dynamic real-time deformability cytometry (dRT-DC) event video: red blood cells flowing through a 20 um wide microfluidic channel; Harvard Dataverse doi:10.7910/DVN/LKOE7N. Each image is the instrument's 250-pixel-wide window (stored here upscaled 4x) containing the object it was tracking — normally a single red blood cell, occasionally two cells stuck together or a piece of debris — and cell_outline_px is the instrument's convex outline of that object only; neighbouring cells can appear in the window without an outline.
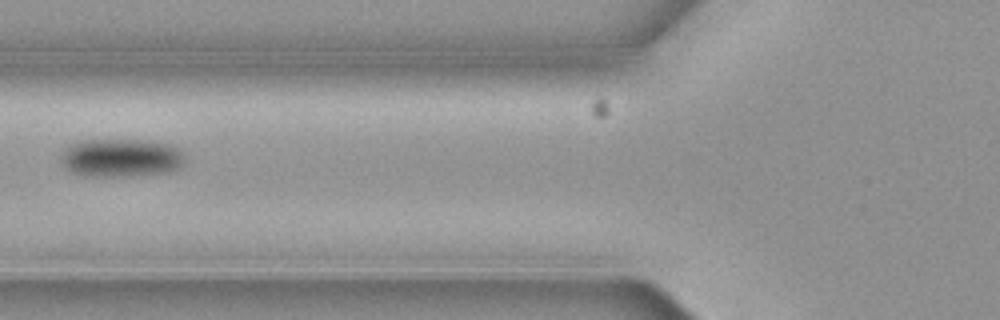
{"species": "common noctule bat (a hibernating species)", "species_latin": "Nyctalus noctula", "temperature_condition": "cold", "stored_images_in_passage": 7, "camera_frame_rate_fps": 3000, "um_per_image_px": 0.085, "animal": {"sex": "female", "body_mass_g": 19.3, "forearm_length_mm": 54.1}, "frame": {"image": 1, "passage_image": 4, "time_ms": 1.0, "image_size_px": [1000, 320], "cell_outline_px": [[184, 164], [180, 168], [168, 172], [124, 176], [84, 176], [72, 172], [60, 164], [60, 152], [72, 144], [80, 140], [148, 140], [172, 144], [184, 156]], "centroid_in_image_um": [10.26, 13.41], "position_along_channel_um": 115.5, "area_um2": 27.92}}
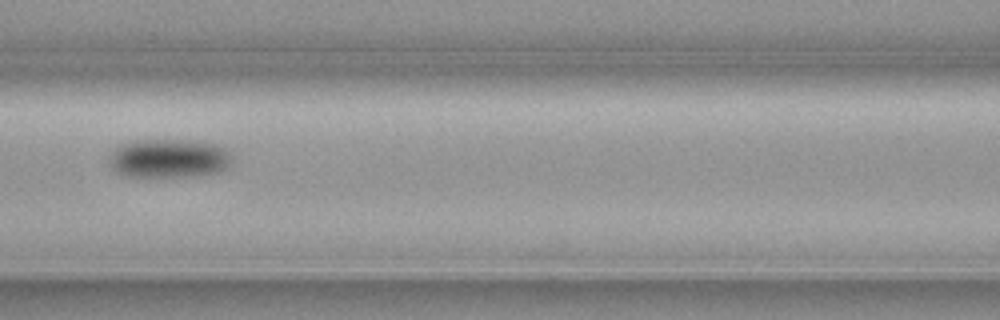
{"frame": {"image": 2, "passage_image": 5, "time_ms": 1.333, "image_size_px": [1000, 320], "cell_outline_px": [[232, 164], [220, 172], [200, 176], [124, 176], [116, 172], [112, 168], [108, 160], [108, 156], [120, 144], [132, 140], [196, 140], [216, 144], [232, 152]], "centroid_in_image_um": [14.39, 13.45], "position_along_channel_um": 152.2, "area_um2": 28.38}}